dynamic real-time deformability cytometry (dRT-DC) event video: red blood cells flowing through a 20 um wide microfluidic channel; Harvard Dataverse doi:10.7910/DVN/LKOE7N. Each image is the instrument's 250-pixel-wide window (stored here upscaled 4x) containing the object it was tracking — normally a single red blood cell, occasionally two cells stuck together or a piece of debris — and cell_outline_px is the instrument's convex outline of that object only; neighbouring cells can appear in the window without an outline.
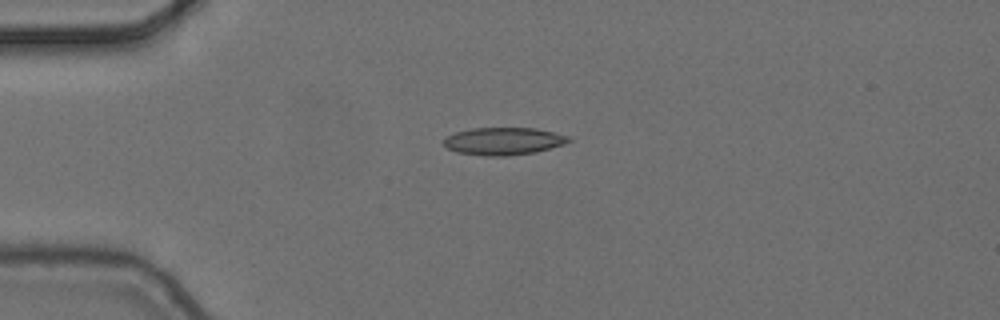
{"species": "common noctule bat (a hibernating species)", "species_latin": "Nyctalus noctula", "temperature_condition": "cold", "stored_images_in_passage": 3, "camera_frame_rate_fps": 3000, "um_per_image_px": 0.085, "animal": {"sex": "female", "body_mass_g": 24.6, "forearm_length_mm": 56.2}, "frame": {"image": 1, "passage_image": 2, "time_ms": 0.333, "image_size_px": [1000, 320], "cell_outline_px": [[572, 140], [564, 144], [536, 152], [508, 156], [484, 156], [456, 152], [448, 148], [444, 144], [444, 140], [448, 136], [456, 132], [472, 128], [536, 128], [572, 136]], "centroid_in_image_um": [42.85, 12.0], "position_along_channel_um": 42.2, "area_um2": 20.11}}